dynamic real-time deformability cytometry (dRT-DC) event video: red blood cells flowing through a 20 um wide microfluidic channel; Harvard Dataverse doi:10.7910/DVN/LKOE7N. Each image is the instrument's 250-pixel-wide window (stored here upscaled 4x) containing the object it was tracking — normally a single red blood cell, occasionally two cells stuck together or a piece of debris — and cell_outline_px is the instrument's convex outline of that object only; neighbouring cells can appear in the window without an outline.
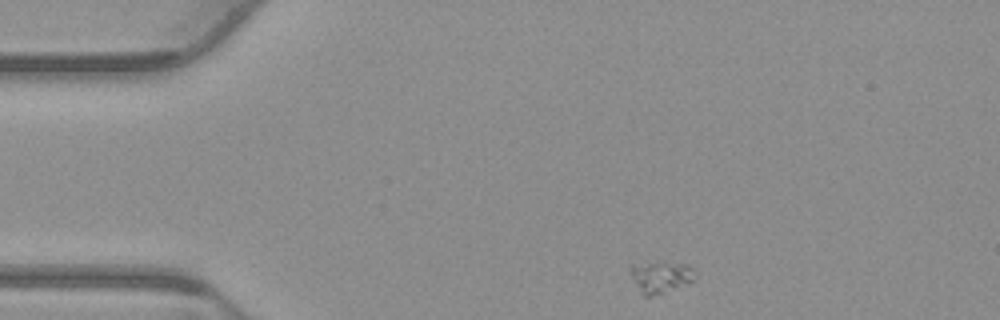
{"species": "common noctule bat (a hibernating species)", "species_latin": "Nyctalus noctula", "temperature_condition": "warm", "stored_images_in_passage": 46, "camera_frame_rate_fps": 3000, "um_per_image_px": 0.085, "animal": {"sex": "male", "body_mass_g": 23.1, "forearm_length_mm": 52.7}, "frame": {"image": 1, "passage_image": 1, "time_ms": 0.0, "image_size_px": [1000, 320], "cell_outline_px": [[696, 276], [688, 284], [648, 296], [644, 296], [640, 292], [628, 268], [632, 264], [684, 264], [692, 268], [696, 272]], "centroid_in_image_um": [56.16, 23.55], "position_along_channel_um": 28.8, "area_um2": 11.27}}
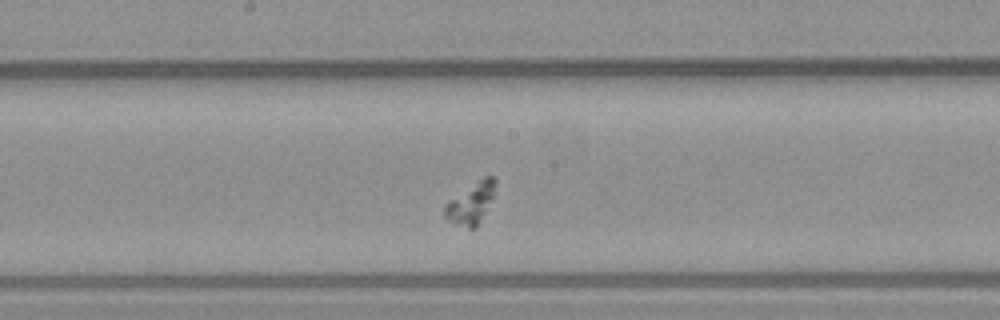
{"frame": {"image": 2, "passage_image": 20, "time_ms": 6.333, "image_size_px": [1000, 320], "cell_outline_px": [[496, 184], [492, 196], [476, 228], [468, 228], [448, 220], [444, 216], [444, 204], [484, 176], [492, 176], [496, 180]], "centroid_in_image_um": [40.01, 17.27], "position_along_channel_um": 208.2, "area_um2": 11.62}}
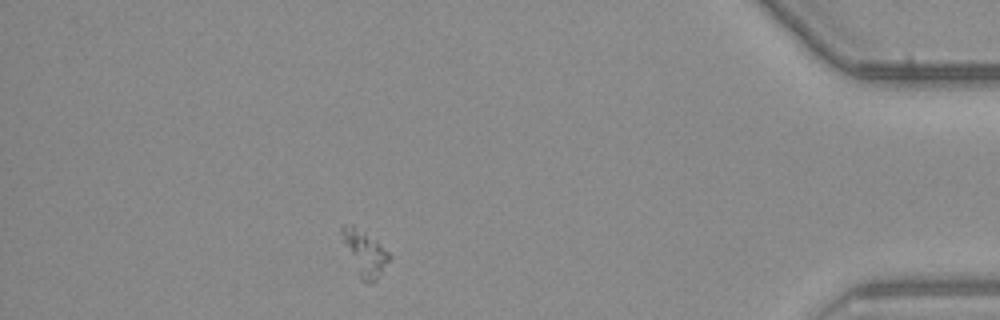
{"frame": {"image": 3, "passage_image": 40, "time_ms": 13.0, "image_size_px": [1000, 320], "cell_outline_px": [[392, 256], [376, 280], [372, 284], [368, 284], [360, 280], [340, 232], [340, 228], [344, 224], [352, 224], [376, 240]], "centroid_in_image_um": [31.01, 21.53], "position_along_channel_um": 404.2, "area_um2": 12.25}}